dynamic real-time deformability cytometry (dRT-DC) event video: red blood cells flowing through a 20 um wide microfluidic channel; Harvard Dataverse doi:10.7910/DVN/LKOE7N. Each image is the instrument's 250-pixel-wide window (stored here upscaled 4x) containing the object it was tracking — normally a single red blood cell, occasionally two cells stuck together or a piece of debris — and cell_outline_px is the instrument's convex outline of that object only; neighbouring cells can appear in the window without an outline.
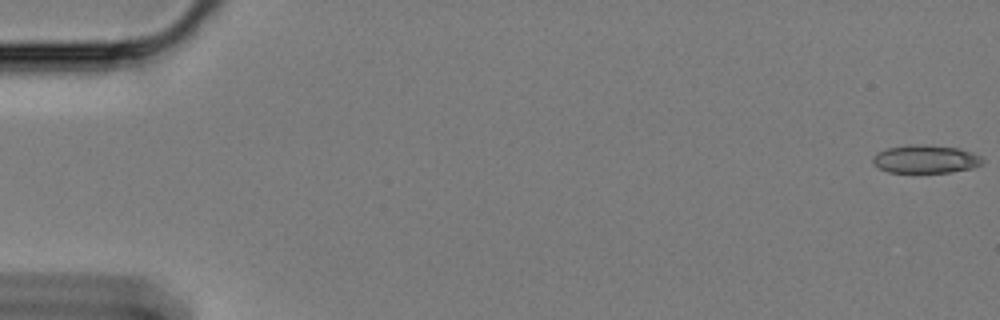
{"species": "Egyptian fruit bat (a non-hibernating species)", "species_latin": "Rousettus aegyptiacus", "temperature_condition": "cold", "stored_images_in_passage": 56, "camera_frame_rate_fps": 3000, "um_per_image_px": 0.085, "animal": {"sex": "female"}, "frame": {"image": 1, "passage_image": 1, "time_ms": 0.0, "image_size_px": [1000, 320], "cell_outline_px": [[984, 164], [972, 168], [948, 172], [888, 172], [872, 164], [872, 156], [876, 152], [888, 148], [912, 144], [924, 144], [960, 148], [972, 152], [980, 156], [984, 160]], "centroid_in_image_um": [78.67, 13.51], "position_along_channel_um": 6.3, "area_um2": 18.15}}
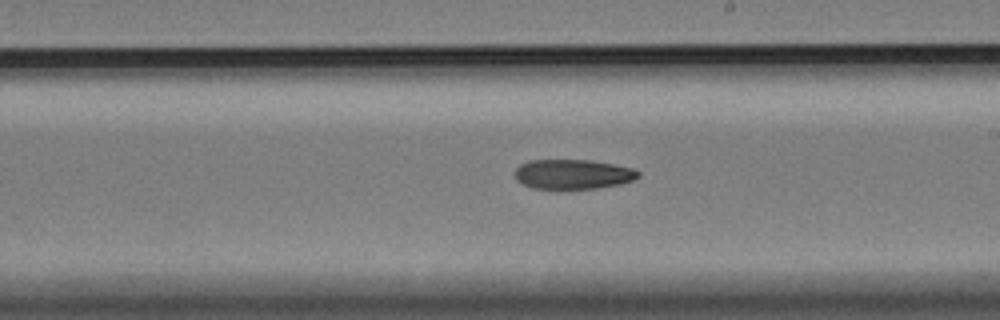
{"frame": {"image": 2, "passage_image": 31, "time_ms": 10.0, "image_size_px": [1000, 320], "cell_outline_px": [[640, 176], [632, 180], [620, 184], [596, 188], [564, 192], [556, 192], [532, 188], [516, 180], [516, 168], [520, 164], [528, 160], [592, 160], [636, 168], [640, 172]], "centroid_in_image_um": [48.69, 14.85], "position_along_channel_um": 240.3, "area_um2": 22.37}}
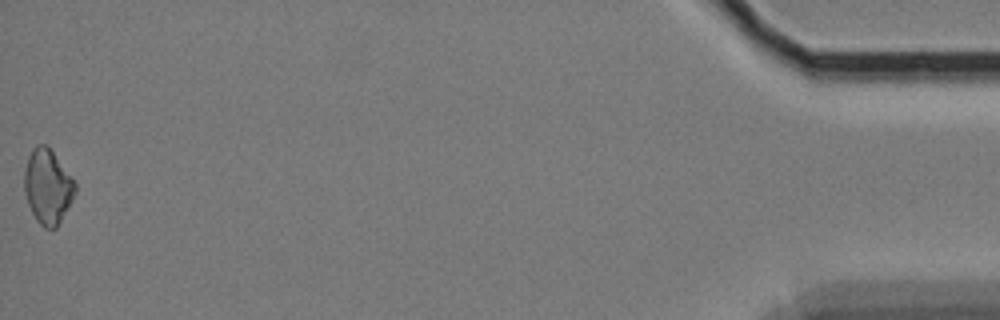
{"frame": {"image": 3, "passage_image": 56, "time_ms": 18.333, "image_size_px": [1000, 320], "cell_outline_px": [[76, 192], [72, 200], [56, 228], [44, 228], [36, 220], [28, 204], [24, 192], [24, 168], [28, 156], [32, 148], [36, 144], [44, 144], [52, 152], [76, 184]], "centroid_in_image_um": [4.02, 15.87], "position_along_channel_um": 431.2, "area_um2": 21.79}}